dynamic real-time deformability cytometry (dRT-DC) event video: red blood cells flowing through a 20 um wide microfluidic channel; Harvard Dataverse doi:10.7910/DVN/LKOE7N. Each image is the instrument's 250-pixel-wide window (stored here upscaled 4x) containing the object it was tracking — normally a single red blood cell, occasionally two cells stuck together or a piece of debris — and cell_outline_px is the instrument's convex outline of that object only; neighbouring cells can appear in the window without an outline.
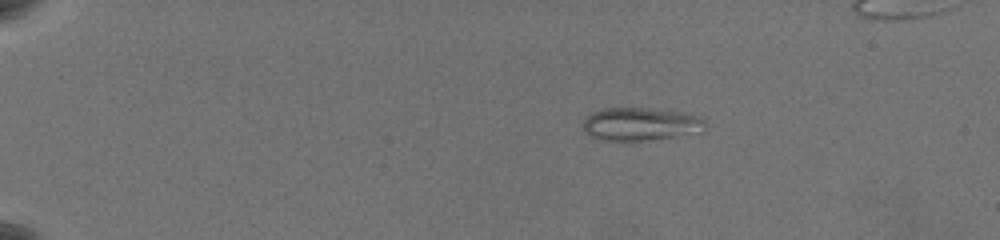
{"species": "common noctule bat (a hibernating species)", "species_latin": "Nyctalus noctula", "temperature_condition": "warm", "stored_images_in_passage": 50, "camera_frame_rate_fps": 3000, "um_per_image_px": 0.085, "animal": {"sex": "female", "body_mass_g": 19.5, "forearm_length_mm": 54.1}, "frame": {"image": 1, "passage_image": 1, "time_ms": 0.0, "image_size_px": [1000, 240], "cell_outline_px": [[704, 132], [644, 140], [600, 140], [588, 136], [584, 128], [584, 120], [592, 112], [604, 108], [648, 108], [680, 112], [700, 116], [704, 120]], "centroid_in_image_um": [54.44, 10.54], "position_along_channel_um": 30.6, "area_um2": 23.35}}
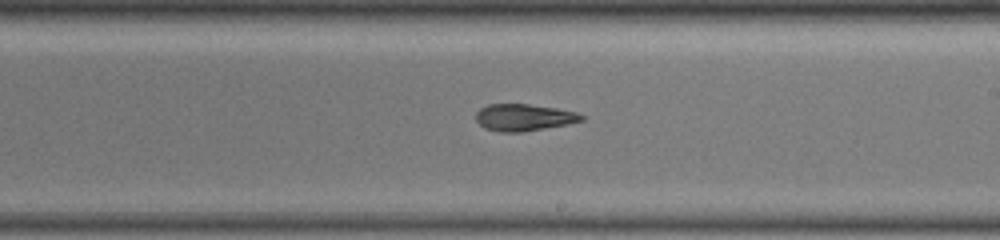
{"frame": {"image": 2, "passage_image": 28, "time_ms": 9.0, "image_size_px": [1000, 240], "cell_outline_px": [[584, 120], [568, 124], [520, 132], [500, 132], [484, 128], [476, 120], [476, 112], [480, 108], [488, 104], [528, 104], [556, 108], [576, 112], [584, 116]], "centroid_in_image_um": [44.51, 9.98], "position_along_channel_um": 244.5, "area_um2": 16.47}}
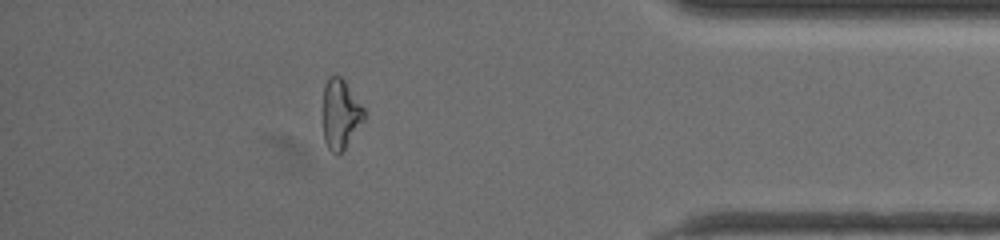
{"frame": {"image": 3, "passage_image": 44, "time_ms": 14.333, "image_size_px": [1000, 240], "cell_outline_px": [[364, 120], [344, 148], [336, 156], [328, 148], [324, 140], [324, 84], [328, 76], [340, 76], [344, 80], [364, 108]], "centroid_in_image_um": [28.93, 9.68], "position_along_channel_um": 406.3, "area_um2": 16.36}, "authors_computed_cell_mechanics": {"area_um2": 17.7157, "velocity_mm_per_s": 3.5436, "shape_relaxation_time_tau1_ms": null, "shape_relaxation_time_tau2_ms": 3.1443, "deformation_change_tau1": null, "deformation_change_tau2": 0.1079}}